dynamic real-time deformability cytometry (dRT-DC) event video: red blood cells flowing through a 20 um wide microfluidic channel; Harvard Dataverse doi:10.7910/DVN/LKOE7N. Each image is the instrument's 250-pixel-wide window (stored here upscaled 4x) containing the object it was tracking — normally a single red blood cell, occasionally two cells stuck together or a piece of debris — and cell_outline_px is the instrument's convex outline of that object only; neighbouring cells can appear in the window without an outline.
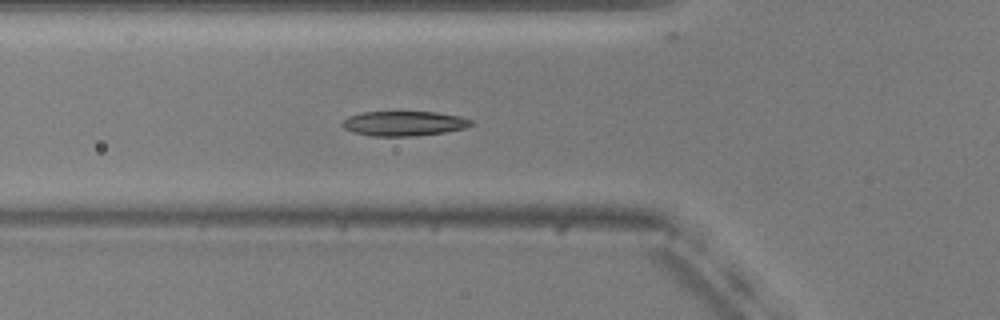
{"species": "common noctule bat (a hibernating species)", "species_latin": "Nyctalus noctula", "temperature_condition": "warm", "stored_images_in_passage": 55, "camera_frame_rate_fps": 3000, "um_per_image_px": 0.085, "animal": {"sex": "male", "body_mass_g": 20.5, "forearm_length_mm": 52.5}, "frame": {"image": 1, "passage_image": 20, "time_ms": 6.333, "image_size_px": [1000, 320], "cell_outline_px": [[472, 124], [464, 128], [444, 132], [412, 136], [372, 136], [356, 132], [344, 128], [340, 124], [348, 116], [364, 112], [436, 112], [460, 116], [472, 120]], "centroid_in_image_um": [34.33, 10.49], "position_along_channel_um": 91.5, "area_um2": 18.38}}
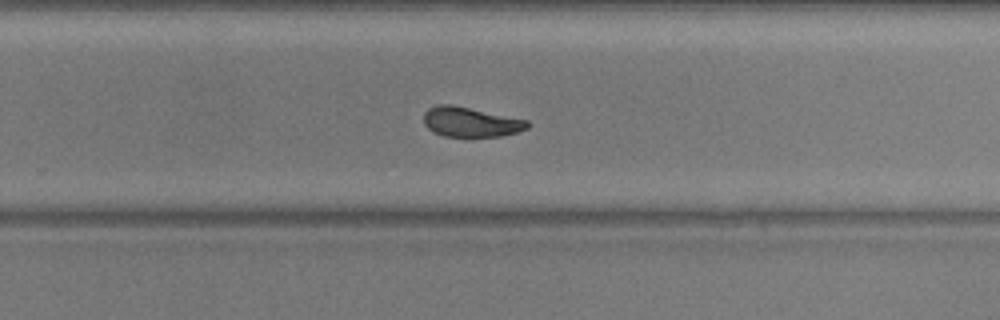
{"frame": {"image": 2, "passage_image": 36, "time_ms": 11.667, "image_size_px": [1000, 320], "cell_outline_px": [[532, 124], [528, 128], [516, 132], [500, 136], [444, 136], [432, 132], [424, 124], [424, 112], [428, 108], [436, 104], [452, 104], [528, 120]], "centroid_in_image_um": [39.99, 10.36], "position_along_channel_um": 289.8, "area_um2": 18.09}}
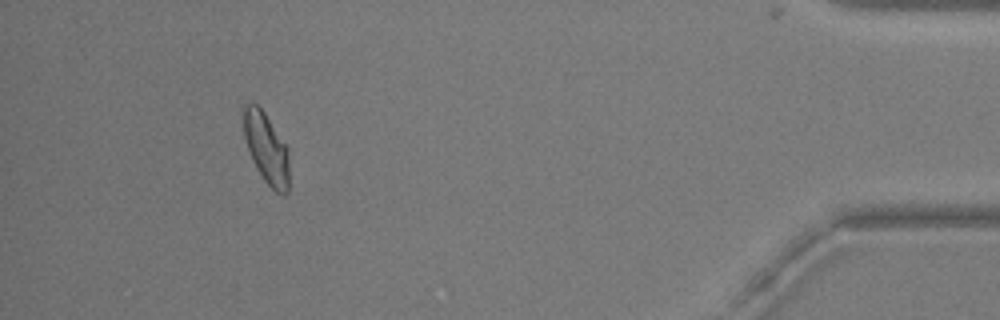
{"frame": {"image": 3, "passage_image": 51, "time_ms": 16.667, "image_size_px": [1000, 320], "cell_outline_px": [[288, 192], [284, 196], [276, 192], [264, 180], [256, 168], [252, 160], [244, 136], [240, 112], [244, 104], [252, 100], [264, 112], [288, 148]], "centroid_in_image_um": [22.59, 12.54], "position_along_channel_um": 412.6, "area_um2": 19.13}, "authors_computed_cell_mechanics": {"area_um2": 18.7272, "velocity_mm_per_s": 3.71, "shape_relaxation_time_tau1_ms": 4.0347, "shape_relaxation_time_tau2_ms": 3.6204, "deformation_change_tau1": 0.1533, "deformation_change_tau2": 0.0885}}